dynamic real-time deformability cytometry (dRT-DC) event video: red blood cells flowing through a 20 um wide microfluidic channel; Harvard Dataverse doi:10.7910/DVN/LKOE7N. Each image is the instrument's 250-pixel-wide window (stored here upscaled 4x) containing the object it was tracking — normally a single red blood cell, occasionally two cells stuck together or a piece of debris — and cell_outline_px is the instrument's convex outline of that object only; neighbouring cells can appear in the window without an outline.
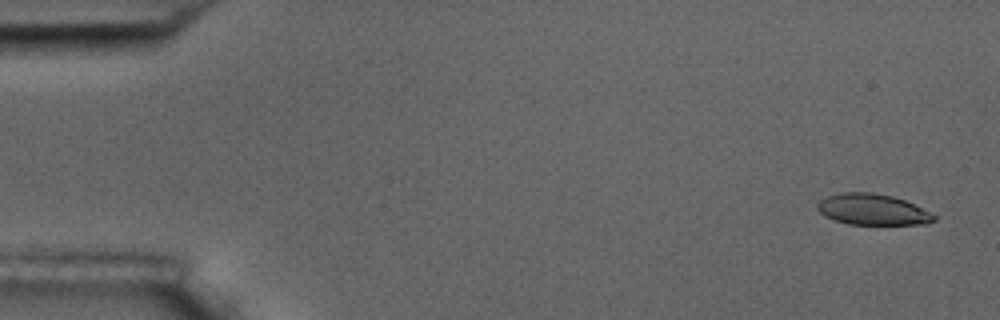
{"species": "common noctule bat (a hibernating species)", "species_latin": "Nyctalus noctula", "temperature_condition": "room temperature", "stored_images_in_passage": 57, "camera_frame_rate_fps": 3000, "um_per_image_px": 0.085, "animal": {"sex": "male", "body_mass_g": 17.5, "forearm_length_mm": 52.3}, "frame": {"image": 1, "passage_image": 3, "time_ms": 0.667, "image_size_px": [1000, 320], "cell_outline_px": [[936, 220], [928, 224], [848, 224], [824, 216], [816, 208], [816, 204], [820, 200], [828, 196], [844, 192], [872, 192], [892, 196], [904, 200], [936, 216]], "centroid_in_image_um": [74.14, 17.81], "position_along_channel_um": 10.9, "area_um2": 20.87}}
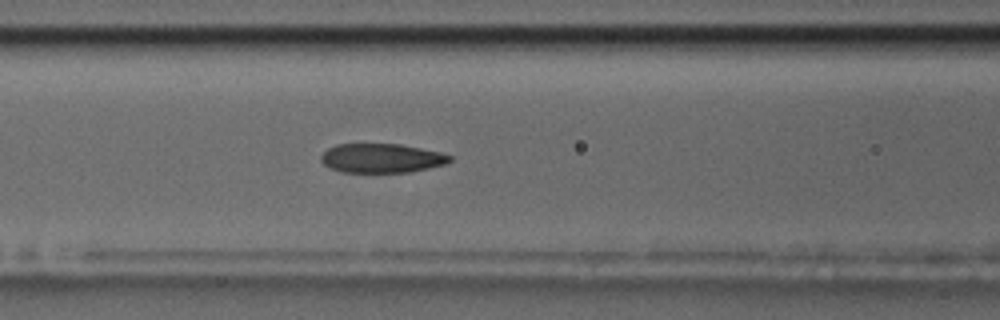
{"frame": {"image": 2, "passage_image": 24, "time_ms": 7.667, "image_size_px": [1000, 320], "cell_outline_px": [[452, 160], [444, 164], [428, 168], [408, 172], [340, 172], [328, 168], [320, 160], [320, 156], [328, 148], [336, 144], [400, 144], [440, 152], [452, 156]], "centroid_in_image_um": [32.39, 13.44], "position_along_channel_um": 134.2, "area_um2": 21.91}}
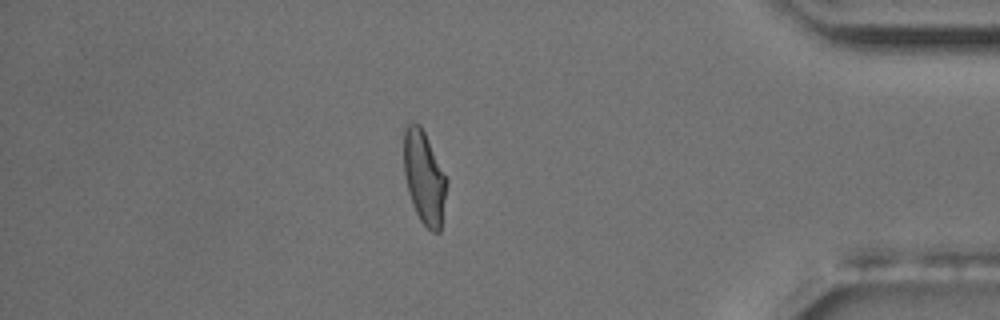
{"frame": {"image": 3, "passage_image": 49, "time_ms": 16.0, "image_size_px": [1000, 320], "cell_outline_px": [[448, 184], [440, 232], [432, 232], [420, 220], [412, 204], [408, 192], [404, 172], [404, 128], [408, 124], [420, 124], [448, 180]], "centroid_in_image_um": [36.07, 15.12], "position_along_channel_um": 399.1, "area_um2": 23.12}, "authors_computed_cell_mechanics": {"area_um2": 22.6576, "velocity_mm_per_s": 3.6097, "shape_relaxation_time_tau1_ms": 5.616, "shape_relaxation_time_tau2_ms": 2.1106, "deformation_change_tau1": 0.1848, "deformation_change_tau2": 0.0866}}